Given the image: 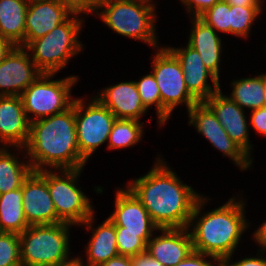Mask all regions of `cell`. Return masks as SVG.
Here are the masks:
<instances>
[{
    "label": "cell",
    "mask_w": 266,
    "mask_h": 266,
    "mask_svg": "<svg viewBox=\"0 0 266 266\" xmlns=\"http://www.w3.org/2000/svg\"><path fill=\"white\" fill-rule=\"evenodd\" d=\"M96 98L113 113L116 119L139 121L147 110L141 101L135 81L110 86Z\"/></svg>",
    "instance_id": "obj_20"
},
{
    "label": "cell",
    "mask_w": 266,
    "mask_h": 266,
    "mask_svg": "<svg viewBox=\"0 0 266 266\" xmlns=\"http://www.w3.org/2000/svg\"><path fill=\"white\" fill-rule=\"evenodd\" d=\"M233 91L231 100L235 101L242 109L243 107L252 110L265 107L264 96V74L255 78H245L232 83Z\"/></svg>",
    "instance_id": "obj_26"
},
{
    "label": "cell",
    "mask_w": 266,
    "mask_h": 266,
    "mask_svg": "<svg viewBox=\"0 0 266 266\" xmlns=\"http://www.w3.org/2000/svg\"><path fill=\"white\" fill-rule=\"evenodd\" d=\"M29 0H0V35L24 47L25 19Z\"/></svg>",
    "instance_id": "obj_22"
},
{
    "label": "cell",
    "mask_w": 266,
    "mask_h": 266,
    "mask_svg": "<svg viewBox=\"0 0 266 266\" xmlns=\"http://www.w3.org/2000/svg\"><path fill=\"white\" fill-rule=\"evenodd\" d=\"M181 1L183 2V4H185V6L187 5V9H189L190 13L195 11L191 13L194 15V17H199L207 9H209L215 3L221 0H181Z\"/></svg>",
    "instance_id": "obj_34"
},
{
    "label": "cell",
    "mask_w": 266,
    "mask_h": 266,
    "mask_svg": "<svg viewBox=\"0 0 266 266\" xmlns=\"http://www.w3.org/2000/svg\"><path fill=\"white\" fill-rule=\"evenodd\" d=\"M82 168L63 169L62 177L46 168L37 171L47 182L57 217L71 225L85 224L91 229L93 209L86 195L75 185Z\"/></svg>",
    "instance_id": "obj_7"
},
{
    "label": "cell",
    "mask_w": 266,
    "mask_h": 266,
    "mask_svg": "<svg viewBox=\"0 0 266 266\" xmlns=\"http://www.w3.org/2000/svg\"><path fill=\"white\" fill-rule=\"evenodd\" d=\"M25 148L33 171L43 170L44 165L61 170L83 168L86 160L78 148L75 100L61 113L30 122Z\"/></svg>",
    "instance_id": "obj_2"
},
{
    "label": "cell",
    "mask_w": 266,
    "mask_h": 266,
    "mask_svg": "<svg viewBox=\"0 0 266 266\" xmlns=\"http://www.w3.org/2000/svg\"><path fill=\"white\" fill-rule=\"evenodd\" d=\"M22 187L0 195V232L21 234L28 224L22 204Z\"/></svg>",
    "instance_id": "obj_24"
},
{
    "label": "cell",
    "mask_w": 266,
    "mask_h": 266,
    "mask_svg": "<svg viewBox=\"0 0 266 266\" xmlns=\"http://www.w3.org/2000/svg\"><path fill=\"white\" fill-rule=\"evenodd\" d=\"M99 266H132V257L118 255L117 257L109 259L107 262Z\"/></svg>",
    "instance_id": "obj_39"
},
{
    "label": "cell",
    "mask_w": 266,
    "mask_h": 266,
    "mask_svg": "<svg viewBox=\"0 0 266 266\" xmlns=\"http://www.w3.org/2000/svg\"><path fill=\"white\" fill-rule=\"evenodd\" d=\"M264 96H265V104H266V74H264Z\"/></svg>",
    "instance_id": "obj_44"
},
{
    "label": "cell",
    "mask_w": 266,
    "mask_h": 266,
    "mask_svg": "<svg viewBox=\"0 0 266 266\" xmlns=\"http://www.w3.org/2000/svg\"><path fill=\"white\" fill-rule=\"evenodd\" d=\"M254 236L256 242H258L263 248H266V221L258 228Z\"/></svg>",
    "instance_id": "obj_42"
},
{
    "label": "cell",
    "mask_w": 266,
    "mask_h": 266,
    "mask_svg": "<svg viewBox=\"0 0 266 266\" xmlns=\"http://www.w3.org/2000/svg\"><path fill=\"white\" fill-rule=\"evenodd\" d=\"M204 103L216 115L230 138L250 155L252 146L248 139V128L243 109L235 101L222 95L220 89L206 99Z\"/></svg>",
    "instance_id": "obj_17"
},
{
    "label": "cell",
    "mask_w": 266,
    "mask_h": 266,
    "mask_svg": "<svg viewBox=\"0 0 266 266\" xmlns=\"http://www.w3.org/2000/svg\"><path fill=\"white\" fill-rule=\"evenodd\" d=\"M93 235L87 247V265L99 266L109 259L117 257V242L115 225L107 218L97 229H93Z\"/></svg>",
    "instance_id": "obj_23"
},
{
    "label": "cell",
    "mask_w": 266,
    "mask_h": 266,
    "mask_svg": "<svg viewBox=\"0 0 266 266\" xmlns=\"http://www.w3.org/2000/svg\"><path fill=\"white\" fill-rule=\"evenodd\" d=\"M163 234L150 239L146 253L163 266H176L193 251L188 228H163Z\"/></svg>",
    "instance_id": "obj_16"
},
{
    "label": "cell",
    "mask_w": 266,
    "mask_h": 266,
    "mask_svg": "<svg viewBox=\"0 0 266 266\" xmlns=\"http://www.w3.org/2000/svg\"><path fill=\"white\" fill-rule=\"evenodd\" d=\"M73 14L59 0H29L25 19L24 47L51 32Z\"/></svg>",
    "instance_id": "obj_14"
},
{
    "label": "cell",
    "mask_w": 266,
    "mask_h": 266,
    "mask_svg": "<svg viewBox=\"0 0 266 266\" xmlns=\"http://www.w3.org/2000/svg\"><path fill=\"white\" fill-rule=\"evenodd\" d=\"M153 75L160 90L162 124L167 121L177 105L184 102L189 110L198 103L186 88L179 60L167 47L161 48L154 56Z\"/></svg>",
    "instance_id": "obj_9"
},
{
    "label": "cell",
    "mask_w": 266,
    "mask_h": 266,
    "mask_svg": "<svg viewBox=\"0 0 266 266\" xmlns=\"http://www.w3.org/2000/svg\"><path fill=\"white\" fill-rule=\"evenodd\" d=\"M73 14L91 13L98 10L102 0H59Z\"/></svg>",
    "instance_id": "obj_33"
},
{
    "label": "cell",
    "mask_w": 266,
    "mask_h": 266,
    "mask_svg": "<svg viewBox=\"0 0 266 266\" xmlns=\"http://www.w3.org/2000/svg\"><path fill=\"white\" fill-rule=\"evenodd\" d=\"M147 0H102L99 14L116 33L157 46L154 6Z\"/></svg>",
    "instance_id": "obj_5"
},
{
    "label": "cell",
    "mask_w": 266,
    "mask_h": 266,
    "mask_svg": "<svg viewBox=\"0 0 266 266\" xmlns=\"http://www.w3.org/2000/svg\"><path fill=\"white\" fill-rule=\"evenodd\" d=\"M117 250L119 255L134 257L146 252L147 242L152 233L122 232V227H115Z\"/></svg>",
    "instance_id": "obj_28"
},
{
    "label": "cell",
    "mask_w": 266,
    "mask_h": 266,
    "mask_svg": "<svg viewBox=\"0 0 266 266\" xmlns=\"http://www.w3.org/2000/svg\"><path fill=\"white\" fill-rule=\"evenodd\" d=\"M82 263L83 262L81 261L80 258H76L73 262H71L70 264H67L65 266H83Z\"/></svg>",
    "instance_id": "obj_43"
},
{
    "label": "cell",
    "mask_w": 266,
    "mask_h": 266,
    "mask_svg": "<svg viewBox=\"0 0 266 266\" xmlns=\"http://www.w3.org/2000/svg\"><path fill=\"white\" fill-rule=\"evenodd\" d=\"M188 113L189 124L194 125L211 145L229 156L242 170L250 167L252 160L249 155L230 138L216 115L204 102L193 105Z\"/></svg>",
    "instance_id": "obj_11"
},
{
    "label": "cell",
    "mask_w": 266,
    "mask_h": 266,
    "mask_svg": "<svg viewBox=\"0 0 266 266\" xmlns=\"http://www.w3.org/2000/svg\"><path fill=\"white\" fill-rule=\"evenodd\" d=\"M115 207L109 219L115 227H122V232L152 233L153 230H159L148 211L129 188L117 191Z\"/></svg>",
    "instance_id": "obj_18"
},
{
    "label": "cell",
    "mask_w": 266,
    "mask_h": 266,
    "mask_svg": "<svg viewBox=\"0 0 266 266\" xmlns=\"http://www.w3.org/2000/svg\"><path fill=\"white\" fill-rule=\"evenodd\" d=\"M0 266H22L19 234L0 232Z\"/></svg>",
    "instance_id": "obj_32"
},
{
    "label": "cell",
    "mask_w": 266,
    "mask_h": 266,
    "mask_svg": "<svg viewBox=\"0 0 266 266\" xmlns=\"http://www.w3.org/2000/svg\"><path fill=\"white\" fill-rule=\"evenodd\" d=\"M132 266H163L156 259L150 257L146 252L132 257Z\"/></svg>",
    "instance_id": "obj_38"
},
{
    "label": "cell",
    "mask_w": 266,
    "mask_h": 266,
    "mask_svg": "<svg viewBox=\"0 0 266 266\" xmlns=\"http://www.w3.org/2000/svg\"><path fill=\"white\" fill-rule=\"evenodd\" d=\"M135 84L144 107L148 109L149 106L156 105L159 124L162 125L160 90L153 73L143 76L139 82L135 81Z\"/></svg>",
    "instance_id": "obj_30"
},
{
    "label": "cell",
    "mask_w": 266,
    "mask_h": 266,
    "mask_svg": "<svg viewBox=\"0 0 266 266\" xmlns=\"http://www.w3.org/2000/svg\"><path fill=\"white\" fill-rule=\"evenodd\" d=\"M205 256H210L207 254H203L197 251H192L189 256L183 259L178 265L176 266H214L210 261L205 259ZM220 266V264H218Z\"/></svg>",
    "instance_id": "obj_36"
},
{
    "label": "cell",
    "mask_w": 266,
    "mask_h": 266,
    "mask_svg": "<svg viewBox=\"0 0 266 266\" xmlns=\"http://www.w3.org/2000/svg\"><path fill=\"white\" fill-rule=\"evenodd\" d=\"M251 124L257 132L266 136V106L252 110Z\"/></svg>",
    "instance_id": "obj_35"
},
{
    "label": "cell",
    "mask_w": 266,
    "mask_h": 266,
    "mask_svg": "<svg viewBox=\"0 0 266 266\" xmlns=\"http://www.w3.org/2000/svg\"><path fill=\"white\" fill-rule=\"evenodd\" d=\"M193 23L188 45L199 53L206 68L219 81L221 40L215 30L199 17H194Z\"/></svg>",
    "instance_id": "obj_21"
},
{
    "label": "cell",
    "mask_w": 266,
    "mask_h": 266,
    "mask_svg": "<svg viewBox=\"0 0 266 266\" xmlns=\"http://www.w3.org/2000/svg\"><path fill=\"white\" fill-rule=\"evenodd\" d=\"M157 161L148 174L130 182L128 188L159 229L189 228L198 218L206 198L184 185L162 159Z\"/></svg>",
    "instance_id": "obj_1"
},
{
    "label": "cell",
    "mask_w": 266,
    "mask_h": 266,
    "mask_svg": "<svg viewBox=\"0 0 266 266\" xmlns=\"http://www.w3.org/2000/svg\"><path fill=\"white\" fill-rule=\"evenodd\" d=\"M229 202L198 218L190 232L193 250L210 255L219 264L229 262L240 237L248 227L244 218V203Z\"/></svg>",
    "instance_id": "obj_3"
},
{
    "label": "cell",
    "mask_w": 266,
    "mask_h": 266,
    "mask_svg": "<svg viewBox=\"0 0 266 266\" xmlns=\"http://www.w3.org/2000/svg\"><path fill=\"white\" fill-rule=\"evenodd\" d=\"M14 47L15 45L10 40L0 35V62L5 59Z\"/></svg>",
    "instance_id": "obj_40"
},
{
    "label": "cell",
    "mask_w": 266,
    "mask_h": 266,
    "mask_svg": "<svg viewBox=\"0 0 266 266\" xmlns=\"http://www.w3.org/2000/svg\"><path fill=\"white\" fill-rule=\"evenodd\" d=\"M199 18L215 31L230 33V5L223 0L215 3Z\"/></svg>",
    "instance_id": "obj_31"
},
{
    "label": "cell",
    "mask_w": 266,
    "mask_h": 266,
    "mask_svg": "<svg viewBox=\"0 0 266 266\" xmlns=\"http://www.w3.org/2000/svg\"><path fill=\"white\" fill-rule=\"evenodd\" d=\"M232 6H260L261 0H223Z\"/></svg>",
    "instance_id": "obj_41"
},
{
    "label": "cell",
    "mask_w": 266,
    "mask_h": 266,
    "mask_svg": "<svg viewBox=\"0 0 266 266\" xmlns=\"http://www.w3.org/2000/svg\"><path fill=\"white\" fill-rule=\"evenodd\" d=\"M261 12V6L230 5V33L247 37L254 19Z\"/></svg>",
    "instance_id": "obj_29"
},
{
    "label": "cell",
    "mask_w": 266,
    "mask_h": 266,
    "mask_svg": "<svg viewBox=\"0 0 266 266\" xmlns=\"http://www.w3.org/2000/svg\"><path fill=\"white\" fill-rule=\"evenodd\" d=\"M179 60L184 72V81L189 93L198 101L204 102L220 89L219 81L206 68L199 53L187 44L186 48H168ZM211 77L214 88L207 83Z\"/></svg>",
    "instance_id": "obj_15"
},
{
    "label": "cell",
    "mask_w": 266,
    "mask_h": 266,
    "mask_svg": "<svg viewBox=\"0 0 266 266\" xmlns=\"http://www.w3.org/2000/svg\"><path fill=\"white\" fill-rule=\"evenodd\" d=\"M53 75L42 73L20 95L29 122L61 113L73 105L75 99L70 98V90L77 77L50 81ZM28 113L35 114L36 119L30 118Z\"/></svg>",
    "instance_id": "obj_8"
},
{
    "label": "cell",
    "mask_w": 266,
    "mask_h": 266,
    "mask_svg": "<svg viewBox=\"0 0 266 266\" xmlns=\"http://www.w3.org/2000/svg\"><path fill=\"white\" fill-rule=\"evenodd\" d=\"M134 119H116L108 138V148H124L132 146L142 138V125Z\"/></svg>",
    "instance_id": "obj_27"
},
{
    "label": "cell",
    "mask_w": 266,
    "mask_h": 266,
    "mask_svg": "<svg viewBox=\"0 0 266 266\" xmlns=\"http://www.w3.org/2000/svg\"><path fill=\"white\" fill-rule=\"evenodd\" d=\"M68 223L30 225L21 234L20 258L22 266H65L68 259Z\"/></svg>",
    "instance_id": "obj_4"
},
{
    "label": "cell",
    "mask_w": 266,
    "mask_h": 266,
    "mask_svg": "<svg viewBox=\"0 0 266 266\" xmlns=\"http://www.w3.org/2000/svg\"><path fill=\"white\" fill-rule=\"evenodd\" d=\"M220 266H266V259L256 257L244 258L235 263L220 262Z\"/></svg>",
    "instance_id": "obj_37"
},
{
    "label": "cell",
    "mask_w": 266,
    "mask_h": 266,
    "mask_svg": "<svg viewBox=\"0 0 266 266\" xmlns=\"http://www.w3.org/2000/svg\"><path fill=\"white\" fill-rule=\"evenodd\" d=\"M23 211L29 225L55 224L57 217L46 180L32 171L22 184Z\"/></svg>",
    "instance_id": "obj_13"
},
{
    "label": "cell",
    "mask_w": 266,
    "mask_h": 266,
    "mask_svg": "<svg viewBox=\"0 0 266 266\" xmlns=\"http://www.w3.org/2000/svg\"><path fill=\"white\" fill-rule=\"evenodd\" d=\"M82 20L73 16L51 32L33 40L26 48L32 51V60L42 73L55 74L64 68L71 57L82 49L78 41Z\"/></svg>",
    "instance_id": "obj_6"
},
{
    "label": "cell",
    "mask_w": 266,
    "mask_h": 266,
    "mask_svg": "<svg viewBox=\"0 0 266 266\" xmlns=\"http://www.w3.org/2000/svg\"><path fill=\"white\" fill-rule=\"evenodd\" d=\"M30 122L20 96H0V142L19 148L29 139Z\"/></svg>",
    "instance_id": "obj_19"
},
{
    "label": "cell",
    "mask_w": 266,
    "mask_h": 266,
    "mask_svg": "<svg viewBox=\"0 0 266 266\" xmlns=\"http://www.w3.org/2000/svg\"><path fill=\"white\" fill-rule=\"evenodd\" d=\"M5 149H0V195L21 188L33 171L29 162L21 164Z\"/></svg>",
    "instance_id": "obj_25"
},
{
    "label": "cell",
    "mask_w": 266,
    "mask_h": 266,
    "mask_svg": "<svg viewBox=\"0 0 266 266\" xmlns=\"http://www.w3.org/2000/svg\"><path fill=\"white\" fill-rule=\"evenodd\" d=\"M83 104L82 99H75V127L80 155L87 161L108 141L116 117L96 97L87 107Z\"/></svg>",
    "instance_id": "obj_10"
},
{
    "label": "cell",
    "mask_w": 266,
    "mask_h": 266,
    "mask_svg": "<svg viewBox=\"0 0 266 266\" xmlns=\"http://www.w3.org/2000/svg\"><path fill=\"white\" fill-rule=\"evenodd\" d=\"M25 49L15 46L0 62V96H20L42 74Z\"/></svg>",
    "instance_id": "obj_12"
}]
</instances>
